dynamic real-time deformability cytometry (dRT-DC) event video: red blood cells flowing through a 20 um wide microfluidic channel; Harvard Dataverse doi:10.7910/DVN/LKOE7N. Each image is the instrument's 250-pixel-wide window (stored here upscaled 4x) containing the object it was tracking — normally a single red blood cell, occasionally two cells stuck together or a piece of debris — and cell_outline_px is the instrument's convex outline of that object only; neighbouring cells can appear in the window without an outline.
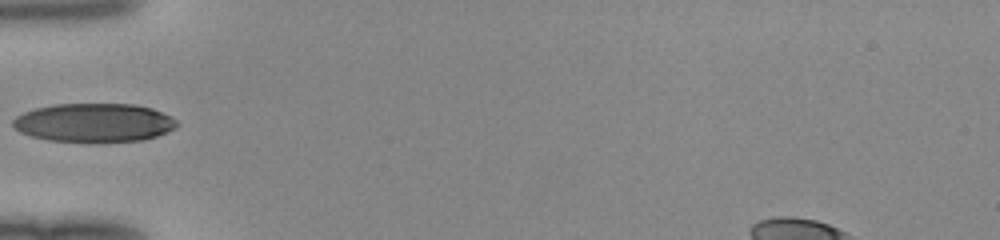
{"species": "human", "species_latin": "Homo sapiens", "temperature_condition": "room temperature", "stored_images_in_passage": 32, "camera_frame_rate_fps": 3000, "um_per_image_px": 0.085, "donor": {"sex": "female"}, "frame": {"image": 1, "passage_image": 1, "time_ms": 0.0, "image_size_px": [1000, 240], "cell_outline_px": [[180, 124], [176, 128], [168, 132], [144, 140], [48, 140], [32, 136], [20, 132], [12, 124], [12, 120], [16, 116], [24, 112], [36, 108], [56, 104], [136, 104], [152, 108], [172, 116]], "centroid_in_image_um": [8.04, 10.4], "position_along_channel_um": 77.0, "area_um2": 36.47}}
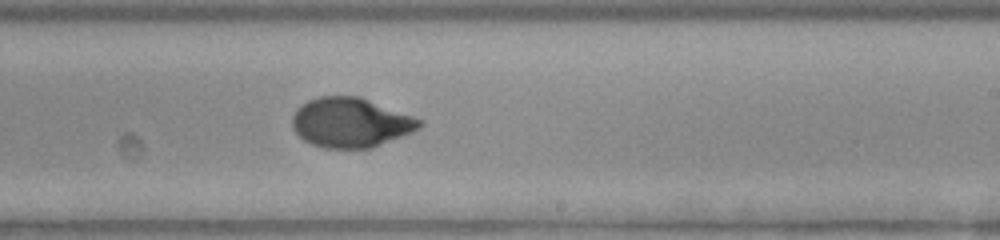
{"frame": {"image": 2, "passage_image": 14, "time_ms": 4.333, "image_size_px": [1000, 240], "cell_outline_px": [[424, 124], [420, 128], [412, 132], [372, 148], [324, 148], [312, 144], [304, 140], [292, 128], [292, 116], [296, 108], [308, 100], [320, 96], [360, 96], [424, 120]], "centroid_in_image_um": [29.82, 10.41], "position_along_channel_um": 259.2, "area_um2": 36.99}}
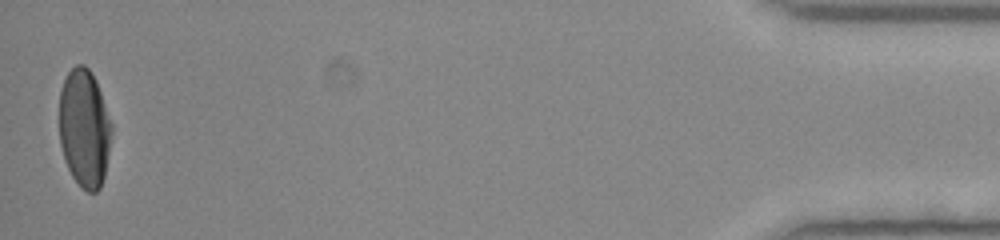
{"frame": {"image": 3, "passage_image": 32, "time_ms": 10.333, "image_size_px": [1000, 240], "cell_outline_px": [[112, 132], [104, 176], [100, 188], [96, 192], [88, 192], [80, 188], [72, 176], [64, 160], [60, 144], [60, 92], [64, 80], [68, 72], [76, 64], [84, 64], [88, 68], [96, 80], [112, 124]], "centroid_in_image_um": [7.17, 10.92], "position_along_channel_um": 428.0, "area_um2": 36.07}}